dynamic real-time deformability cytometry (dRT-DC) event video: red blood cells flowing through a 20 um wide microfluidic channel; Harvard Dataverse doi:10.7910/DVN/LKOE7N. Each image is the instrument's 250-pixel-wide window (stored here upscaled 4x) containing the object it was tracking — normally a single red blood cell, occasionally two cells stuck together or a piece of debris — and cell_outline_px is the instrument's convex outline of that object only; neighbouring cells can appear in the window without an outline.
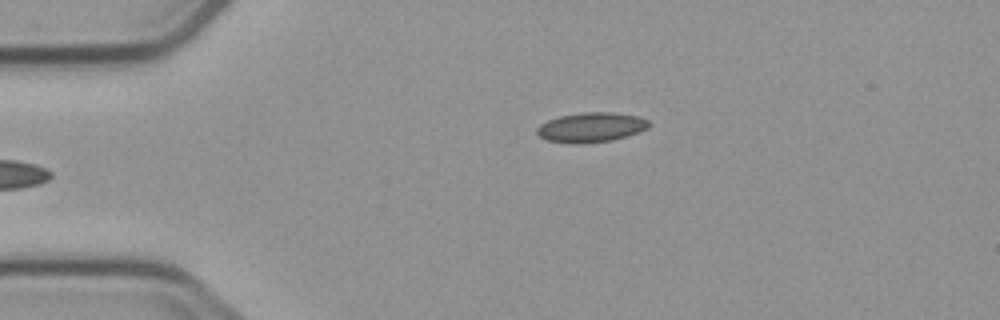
{"species": "common noctule bat (a hibernating species)", "species_latin": "Nyctalus noctula", "temperature_condition": "cold", "stored_images_in_passage": 4, "camera_frame_rate_fps": 3000, "um_per_image_px": 0.085, "animal": {"sex": "male", "body_mass_g": 23.1, "forearm_length_mm": 52.7}, "frame": {"image": 1, "passage_image": 4, "time_ms": 5.0, "image_size_px": [1000, 320], "cell_outline_px": [[652, 124], [648, 128], [640, 132], [628, 136], [612, 140], [576, 144], [572, 144], [548, 140], [540, 136], [536, 132], [536, 128], [540, 124], [548, 120], [560, 116], [584, 112], [612, 112], [640, 116], [648, 120]], "centroid_in_image_um": [50.29, 10.82], "position_along_channel_um": 34.7, "area_um2": 19.54}}